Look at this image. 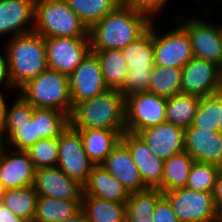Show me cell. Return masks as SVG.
Wrapping results in <instances>:
<instances>
[{"mask_svg": "<svg viewBox=\"0 0 222 222\" xmlns=\"http://www.w3.org/2000/svg\"><path fill=\"white\" fill-rule=\"evenodd\" d=\"M153 19L147 10L120 4L89 29L91 51L123 49L139 38Z\"/></svg>", "mask_w": 222, "mask_h": 222, "instance_id": "obj_1", "label": "cell"}, {"mask_svg": "<svg viewBox=\"0 0 222 222\" xmlns=\"http://www.w3.org/2000/svg\"><path fill=\"white\" fill-rule=\"evenodd\" d=\"M4 57L7 77L12 89L18 90L27 81L48 68L45 41L32 31L6 40Z\"/></svg>", "mask_w": 222, "mask_h": 222, "instance_id": "obj_2", "label": "cell"}, {"mask_svg": "<svg viewBox=\"0 0 222 222\" xmlns=\"http://www.w3.org/2000/svg\"><path fill=\"white\" fill-rule=\"evenodd\" d=\"M74 129H108L122 135L125 131V98L117 89L77 103L69 116Z\"/></svg>", "mask_w": 222, "mask_h": 222, "instance_id": "obj_3", "label": "cell"}, {"mask_svg": "<svg viewBox=\"0 0 222 222\" xmlns=\"http://www.w3.org/2000/svg\"><path fill=\"white\" fill-rule=\"evenodd\" d=\"M18 94L36 108H52L70 116L72 102L69 76L47 68L35 78L27 81Z\"/></svg>", "mask_w": 222, "mask_h": 222, "instance_id": "obj_4", "label": "cell"}, {"mask_svg": "<svg viewBox=\"0 0 222 222\" xmlns=\"http://www.w3.org/2000/svg\"><path fill=\"white\" fill-rule=\"evenodd\" d=\"M34 32L43 38H89V29L66 0H35Z\"/></svg>", "mask_w": 222, "mask_h": 222, "instance_id": "obj_5", "label": "cell"}, {"mask_svg": "<svg viewBox=\"0 0 222 222\" xmlns=\"http://www.w3.org/2000/svg\"><path fill=\"white\" fill-rule=\"evenodd\" d=\"M15 101L6 108L3 128L5 145L16 151H26L38 140L36 119L32 117L34 106L25 101L18 93ZM8 145V146H7Z\"/></svg>", "mask_w": 222, "mask_h": 222, "instance_id": "obj_6", "label": "cell"}, {"mask_svg": "<svg viewBox=\"0 0 222 222\" xmlns=\"http://www.w3.org/2000/svg\"><path fill=\"white\" fill-rule=\"evenodd\" d=\"M199 18L188 17L184 19L179 15L175 22L187 32L193 56L213 62L220 67L222 61V22H220L221 25H216L203 16Z\"/></svg>", "mask_w": 222, "mask_h": 222, "instance_id": "obj_7", "label": "cell"}, {"mask_svg": "<svg viewBox=\"0 0 222 222\" xmlns=\"http://www.w3.org/2000/svg\"><path fill=\"white\" fill-rule=\"evenodd\" d=\"M181 222H215L220 216L212 192L186 187L163 192Z\"/></svg>", "mask_w": 222, "mask_h": 222, "instance_id": "obj_8", "label": "cell"}, {"mask_svg": "<svg viewBox=\"0 0 222 222\" xmlns=\"http://www.w3.org/2000/svg\"><path fill=\"white\" fill-rule=\"evenodd\" d=\"M166 98L149 91L125 98V128L127 132L139 131L166 123Z\"/></svg>", "mask_w": 222, "mask_h": 222, "instance_id": "obj_9", "label": "cell"}, {"mask_svg": "<svg viewBox=\"0 0 222 222\" xmlns=\"http://www.w3.org/2000/svg\"><path fill=\"white\" fill-rule=\"evenodd\" d=\"M94 165L84 150L80 132L68 125L58 137L57 166L67 176L84 185Z\"/></svg>", "mask_w": 222, "mask_h": 222, "instance_id": "obj_10", "label": "cell"}, {"mask_svg": "<svg viewBox=\"0 0 222 222\" xmlns=\"http://www.w3.org/2000/svg\"><path fill=\"white\" fill-rule=\"evenodd\" d=\"M153 22L155 65L182 69L194 57L187 32L178 24L162 34L155 29L154 19Z\"/></svg>", "mask_w": 222, "mask_h": 222, "instance_id": "obj_11", "label": "cell"}, {"mask_svg": "<svg viewBox=\"0 0 222 222\" xmlns=\"http://www.w3.org/2000/svg\"><path fill=\"white\" fill-rule=\"evenodd\" d=\"M47 66L70 75L91 52L90 38H44Z\"/></svg>", "mask_w": 222, "mask_h": 222, "instance_id": "obj_12", "label": "cell"}, {"mask_svg": "<svg viewBox=\"0 0 222 222\" xmlns=\"http://www.w3.org/2000/svg\"><path fill=\"white\" fill-rule=\"evenodd\" d=\"M69 85L72 107L109 89L105 84L99 59L93 52L69 75Z\"/></svg>", "mask_w": 222, "mask_h": 222, "instance_id": "obj_13", "label": "cell"}, {"mask_svg": "<svg viewBox=\"0 0 222 222\" xmlns=\"http://www.w3.org/2000/svg\"><path fill=\"white\" fill-rule=\"evenodd\" d=\"M182 93L204 97L213 95L222 87L219 66L193 57L182 69Z\"/></svg>", "mask_w": 222, "mask_h": 222, "instance_id": "obj_14", "label": "cell"}, {"mask_svg": "<svg viewBox=\"0 0 222 222\" xmlns=\"http://www.w3.org/2000/svg\"><path fill=\"white\" fill-rule=\"evenodd\" d=\"M33 186L38 195L54 199L82 200L83 196V185L58 166L36 169Z\"/></svg>", "mask_w": 222, "mask_h": 222, "instance_id": "obj_15", "label": "cell"}, {"mask_svg": "<svg viewBox=\"0 0 222 222\" xmlns=\"http://www.w3.org/2000/svg\"><path fill=\"white\" fill-rule=\"evenodd\" d=\"M120 141L128 148L143 183L148 188H157L163 177L164 160L158 158L138 134L125 131Z\"/></svg>", "mask_w": 222, "mask_h": 222, "instance_id": "obj_16", "label": "cell"}, {"mask_svg": "<svg viewBox=\"0 0 222 222\" xmlns=\"http://www.w3.org/2000/svg\"><path fill=\"white\" fill-rule=\"evenodd\" d=\"M184 151L194 161L205 162L222 168V134L218 130L189 126L185 129Z\"/></svg>", "mask_w": 222, "mask_h": 222, "instance_id": "obj_17", "label": "cell"}, {"mask_svg": "<svg viewBox=\"0 0 222 222\" xmlns=\"http://www.w3.org/2000/svg\"><path fill=\"white\" fill-rule=\"evenodd\" d=\"M36 168L26 151L5 147L0 153V182L6 189L25 188L34 184Z\"/></svg>", "mask_w": 222, "mask_h": 222, "instance_id": "obj_18", "label": "cell"}, {"mask_svg": "<svg viewBox=\"0 0 222 222\" xmlns=\"http://www.w3.org/2000/svg\"><path fill=\"white\" fill-rule=\"evenodd\" d=\"M137 134L163 160L184 151L185 129L177 125L166 122L143 129Z\"/></svg>", "mask_w": 222, "mask_h": 222, "instance_id": "obj_19", "label": "cell"}, {"mask_svg": "<svg viewBox=\"0 0 222 222\" xmlns=\"http://www.w3.org/2000/svg\"><path fill=\"white\" fill-rule=\"evenodd\" d=\"M35 0H0V36L8 39L32 32L34 26Z\"/></svg>", "mask_w": 222, "mask_h": 222, "instance_id": "obj_20", "label": "cell"}, {"mask_svg": "<svg viewBox=\"0 0 222 222\" xmlns=\"http://www.w3.org/2000/svg\"><path fill=\"white\" fill-rule=\"evenodd\" d=\"M130 192L147 189L128 148L120 141L100 164Z\"/></svg>", "mask_w": 222, "mask_h": 222, "instance_id": "obj_21", "label": "cell"}, {"mask_svg": "<svg viewBox=\"0 0 222 222\" xmlns=\"http://www.w3.org/2000/svg\"><path fill=\"white\" fill-rule=\"evenodd\" d=\"M83 195L126 203L130 192L102 165H94L86 183L83 185Z\"/></svg>", "mask_w": 222, "mask_h": 222, "instance_id": "obj_22", "label": "cell"}, {"mask_svg": "<svg viewBox=\"0 0 222 222\" xmlns=\"http://www.w3.org/2000/svg\"><path fill=\"white\" fill-rule=\"evenodd\" d=\"M76 130L80 132L84 150L95 165H100L121 140V135L114 130L99 128Z\"/></svg>", "mask_w": 222, "mask_h": 222, "instance_id": "obj_23", "label": "cell"}, {"mask_svg": "<svg viewBox=\"0 0 222 222\" xmlns=\"http://www.w3.org/2000/svg\"><path fill=\"white\" fill-rule=\"evenodd\" d=\"M81 209L88 222H123L126 220V203L83 195Z\"/></svg>", "mask_w": 222, "mask_h": 222, "instance_id": "obj_24", "label": "cell"}, {"mask_svg": "<svg viewBox=\"0 0 222 222\" xmlns=\"http://www.w3.org/2000/svg\"><path fill=\"white\" fill-rule=\"evenodd\" d=\"M81 209V200L54 199L38 195L32 222H60Z\"/></svg>", "mask_w": 222, "mask_h": 222, "instance_id": "obj_25", "label": "cell"}, {"mask_svg": "<svg viewBox=\"0 0 222 222\" xmlns=\"http://www.w3.org/2000/svg\"><path fill=\"white\" fill-rule=\"evenodd\" d=\"M194 159L186 152H180L164 160L163 177L157 187L162 192L186 186Z\"/></svg>", "mask_w": 222, "mask_h": 222, "instance_id": "obj_26", "label": "cell"}, {"mask_svg": "<svg viewBox=\"0 0 222 222\" xmlns=\"http://www.w3.org/2000/svg\"><path fill=\"white\" fill-rule=\"evenodd\" d=\"M162 195L163 192L158 188L130 193L126 201L127 222H153L152 215Z\"/></svg>", "mask_w": 222, "mask_h": 222, "instance_id": "obj_27", "label": "cell"}, {"mask_svg": "<svg viewBox=\"0 0 222 222\" xmlns=\"http://www.w3.org/2000/svg\"><path fill=\"white\" fill-rule=\"evenodd\" d=\"M99 59L105 84L109 89L119 90L126 81L129 67L122 50L91 51Z\"/></svg>", "mask_w": 222, "mask_h": 222, "instance_id": "obj_28", "label": "cell"}, {"mask_svg": "<svg viewBox=\"0 0 222 222\" xmlns=\"http://www.w3.org/2000/svg\"><path fill=\"white\" fill-rule=\"evenodd\" d=\"M122 53L129 69L153 68V21L149 28L136 40L124 47Z\"/></svg>", "mask_w": 222, "mask_h": 222, "instance_id": "obj_29", "label": "cell"}, {"mask_svg": "<svg viewBox=\"0 0 222 222\" xmlns=\"http://www.w3.org/2000/svg\"><path fill=\"white\" fill-rule=\"evenodd\" d=\"M200 97L177 94L166 98V122L184 129L192 125Z\"/></svg>", "mask_w": 222, "mask_h": 222, "instance_id": "obj_30", "label": "cell"}, {"mask_svg": "<svg viewBox=\"0 0 222 222\" xmlns=\"http://www.w3.org/2000/svg\"><path fill=\"white\" fill-rule=\"evenodd\" d=\"M69 8L90 29L96 22L115 10L120 0H66Z\"/></svg>", "mask_w": 222, "mask_h": 222, "instance_id": "obj_31", "label": "cell"}, {"mask_svg": "<svg viewBox=\"0 0 222 222\" xmlns=\"http://www.w3.org/2000/svg\"><path fill=\"white\" fill-rule=\"evenodd\" d=\"M148 91L164 98L181 94V69L155 65L153 67Z\"/></svg>", "mask_w": 222, "mask_h": 222, "instance_id": "obj_32", "label": "cell"}, {"mask_svg": "<svg viewBox=\"0 0 222 222\" xmlns=\"http://www.w3.org/2000/svg\"><path fill=\"white\" fill-rule=\"evenodd\" d=\"M38 194L33 185L25 188L7 189L2 203L26 222H32Z\"/></svg>", "mask_w": 222, "mask_h": 222, "instance_id": "obj_33", "label": "cell"}, {"mask_svg": "<svg viewBox=\"0 0 222 222\" xmlns=\"http://www.w3.org/2000/svg\"><path fill=\"white\" fill-rule=\"evenodd\" d=\"M37 134L41 139L59 137L69 125V116L52 108H33Z\"/></svg>", "mask_w": 222, "mask_h": 222, "instance_id": "obj_34", "label": "cell"}, {"mask_svg": "<svg viewBox=\"0 0 222 222\" xmlns=\"http://www.w3.org/2000/svg\"><path fill=\"white\" fill-rule=\"evenodd\" d=\"M221 167L194 161L186 183V188L201 192H212Z\"/></svg>", "mask_w": 222, "mask_h": 222, "instance_id": "obj_35", "label": "cell"}, {"mask_svg": "<svg viewBox=\"0 0 222 222\" xmlns=\"http://www.w3.org/2000/svg\"><path fill=\"white\" fill-rule=\"evenodd\" d=\"M34 167H55L58 163V137L38 140L26 150Z\"/></svg>", "mask_w": 222, "mask_h": 222, "instance_id": "obj_36", "label": "cell"}, {"mask_svg": "<svg viewBox=\"0 0 222 222\" xmlns=\"http://www.w3.org/2000/svg\"><path fill=\"white\" fill-rule=\"evenodd\" d=\"M219 100L214 95L200 97L192 123L193 127L218 130Z\"/></svg>", "mask_w": 222, "mask_h": 222, "instance_id": "obj_37", "label": "cell"}, {"mask_svg": "<svg viewBox=\"0 0 222 222\" xmlns=\"http://www.w3.org/2000/svg\"><path fill=\"white\" fill-rule=\"evenodd\" d=\"M153 68L129 69L126 81L119 89L120 94L127 98L130 95L147 92Z\"/></svg>", "mask_w": 222, "mask_h": 222, "instance_id": "obj_38", "label": "cell"}, {"mask_svg": "<svg viewBox=\"0 0 222 222\" xmlns=\"http://www.w3.org/2000/svg\"><path fill=\"white\" fill-rule=\"evenodd\" d=\"M152 218L153 222H181L164 195L158 199Z\"/></svg>", "mask_w": 222, "mask_h": 222, "instance_id": "obj_39", "label": "cell"}, {"mask_svg": "<svg viewBox=\"0 0 222 222\" xmlns=\"http://www.w3.org/2000/svg\"><path fill=\"white\" fill-rule=\"evenodd\" d=\"M122 5L138 7L150 12L154 17L165 7L164 0H120Z\"/></svg>", "mask_w": 222, "mask_h": 222, "instance_id": "obj_40", "label": "cell"}, {"mask_svg": "<svg viewBox=\"0 0 222 222\" xmlns=\"http://www.w3.org/2000/svg\"><path fill=\"white\" fill-rule=\"evenodd\" d=\"M212 195L214 197V202L216 204L218 212L220 215H222V170L217 176Z\"/></svg>", "mask_w": 222, "mask_h": 222, "instance_id": "obj_41", "label": "cell"}, {"mask_svg": "<svg viewBox=\"0 0 222 222\" xmlns=\"http://www.w3.org/2000/svg\"><path fill=\"white\" fill-rule=\"evenodd\" d=\"M0 222H26L17 216L9 207L0 202Z\"/></svg>", "mask_w": 222, "mask_h": 222, "instance_id": "obj_42", "label": "cell"}, {"mask_svg": "<svg viewBox=\"0 0 222 222\" xmlns=\"http://www.w3.org/2000/svg\"><path fill=\"white\" fill-rule=\"evenodd\" d=\"M3 84H4V86H6V88L7 87L9 89L12 88L10 86V83H9L8 77H7V66H6L5 57L1 53L0 54V86H2Z\"/></svg>", "mask_w": 222, "mask_h": 222, "instance_id": "obj_43", "label": "cell"}, {"mask_svg": "<svg viewBox=\"0 0 222 222\" xmlns=\"http://www.w3.org/2000/svg\"><path fill=\"white\" fill-rule=\"evenodd\" d=\"M4 86H1L2 89ZM0 89V125L3 126L6 117L7 102L5 101L4 91Z\"/></svg>", "mask_w": 222, "mask_h": 222, "instance_id": "obj_44", "label": "cell"}, {"mask_svg": "<svg viewBox=\"0 0 222 222\" xmlns=\"http://www.w3.org/2000/svg\"><path fill=\"white\" fill-rule=\"evenodd\" d=\"M219 100L218 132L222 134V87L213 94Z\"/></svg>", "mask_w": 222, "mask_h": 222, "instance_id": "obj_45", "label": "cell"}, {"mask_svg": "<svg viewBox=\"0 0 222 222\" xmlns=\"http://www.w3.org/2000/svg\"><path fill=\"white\" fill-rule=\"evenodd\" d=\"M60 222H88L87 217L82 209H80L77 213L73 216L69 217Z\"/></svg>", "mask_w": 222, "mask_h": 222, "instance_id": "obj_46", "label": "cell"}, {"mask_svg": "<svg viewBox=\"0 0 222 222\" xmlns=\"http://www.w3.org/2000/svg\"><path fill=\"white\" fill-rule=\"evenodd\" d=\"M6 147L5 145V138H4V134H3V128L0 125V153L2 152V150Z\"/></svg>", "mask_w": 222, "mask_h": 222, "instance_id": "obj_47", "label": "cell"}, {"mask_svg": "<svg viewBox=\"0 0 222 222\" xmlns=\"http://www.w3.org/2000/svg\"><path fill=\"white\" fill-rule=\"evenodd\" d=\"M6 188L3 186V184L0 182V202H2L3 196L5 195Z\"/></svg>", "mask_w": 222, "mask_h": 222, "instance_id": "obj_48", "label": "cell"}, {"mask_svg": "<svg viewBox=\"0 0 222 222\" xmlns=\"http://www.w3.org/2000/svg\"><path fill=\"white\" fill-rule=\"evenodd\" d=\"M215 222H222V215H220Z\"/></svg>", "mask_w": 222, "mask_h": 222, "instance_id": "obj_49", "label": "cell"}, {"mask_svg": "<svg viewBox=\"0 0 222 222\" xmlns=\"http://www.w3.org/2000/svg\"><path fill=\"white\" fill-rule=\"evenodd\" d=\"M219 69H220V74H221V77H222V61H221Z\"/></svg>", "mask_w": 222, "mask_h": 222, "instance_id": "obj_50", "label": "cell"}]
</instances>
